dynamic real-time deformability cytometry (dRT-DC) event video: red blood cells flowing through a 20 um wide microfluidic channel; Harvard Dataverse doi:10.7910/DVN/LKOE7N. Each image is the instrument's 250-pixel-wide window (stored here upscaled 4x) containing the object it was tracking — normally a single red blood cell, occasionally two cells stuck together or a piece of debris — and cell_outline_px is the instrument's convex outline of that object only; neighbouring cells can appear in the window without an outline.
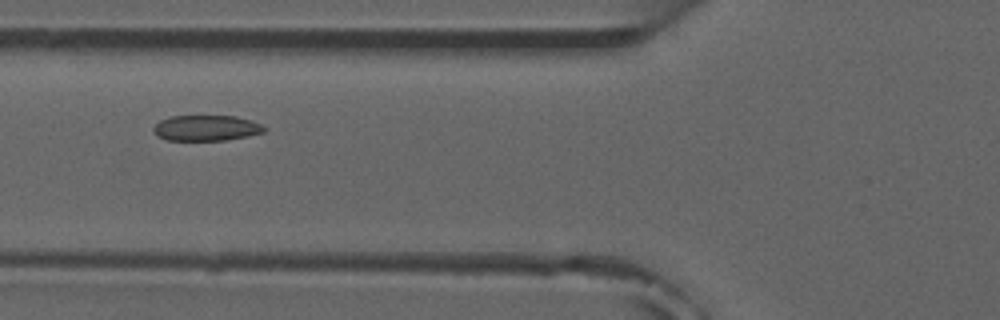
{"species": "common noctule bat (a hibernating species)", "species_latin": "Nyctalus noctula", "temperature_condition": "room temperature", "stored_images_in_passage": 7, "camera_frame_rate_fps": 3000, "um_per_image_px": 0.085, "animal": {"sex": "male", "forearm_length_mm": 52.5}, "frame": {"image": 1, "passage_image": 4, "time_ms": 4.667, "image_size_px": [1000, 320], "cell_outline_px": [[268, 128], [264, 132], [248, 136], [224, 140], [168, 140], [156, 136], [152, 132], [152, 128], [160, 120], [168, 116], [236, 116], [252, 120]], "centroid_in_image_um": [17.51, 10.88], "position_along_channel_um": 108.3, "area_um2": 16.7}}
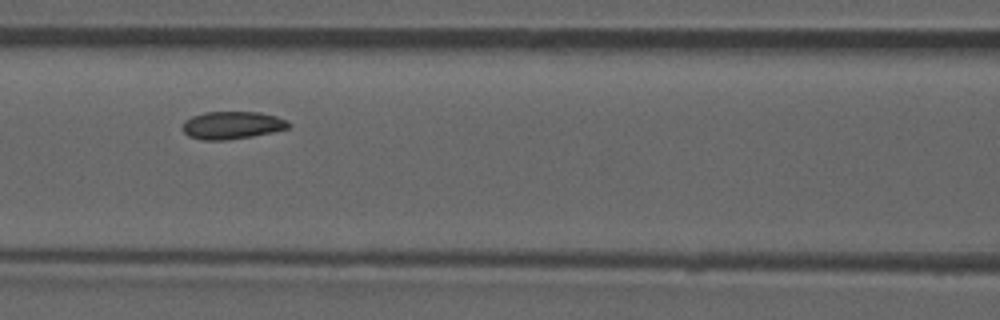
{"frame": {"image": 2, "passage_image": 5, "time_ms": 5.667, "image_size_px": [1000, 320], "cell_outline_px": [[292, 124], [288, 128], [272, 132], [252, 136], [224, 140], [204, 140], [188, 136], [184, 132], [184, 120], [192, 116], [204, 112], [260, 112], [276, 116], [288, 120]], "centroid_in_image_um": [19.75, 10.63], "position_along_channel_um": 146.8, "area_um2": 17.05}}